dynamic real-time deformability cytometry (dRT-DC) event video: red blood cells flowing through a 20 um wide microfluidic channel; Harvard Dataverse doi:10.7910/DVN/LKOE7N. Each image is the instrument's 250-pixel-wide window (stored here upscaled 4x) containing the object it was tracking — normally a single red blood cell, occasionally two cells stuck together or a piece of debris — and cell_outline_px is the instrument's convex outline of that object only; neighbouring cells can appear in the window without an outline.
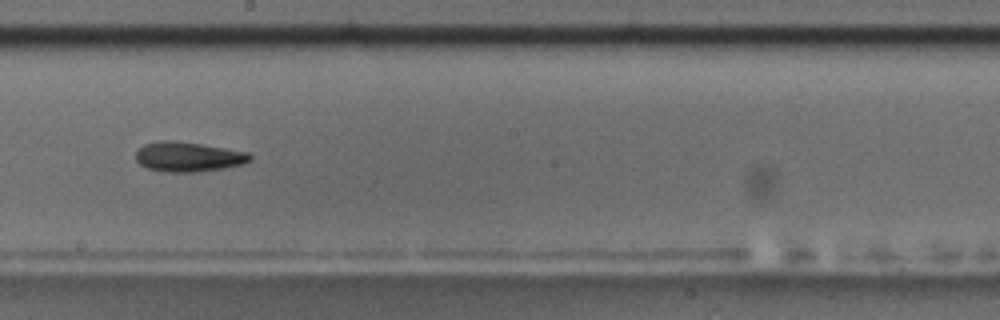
{"species": "common noctule bat (a hibernating species)", "species_latin": "Nyctalus noctula", "temperature_condition": "room temperature", "stored_images_in_passage": 37, "camera_frame_rate_fps": 3000, "um_per_image_px": 0.085, "animal": {"sex": "male", "body_mass_g": 17.5, "forearm_length_mm": 52.3}, "frame": {"image": 1, "passage_image": 16, "time_ms": 5.0, "image_size_px": [1000, 320], "cell_outline_px": [[252, 160], [244, 164], [224, 168], [196, 172], [164, 172], [148, 168], [140, 164], [136, 160], [136, 152], [144, 144], [160, 140], [176, 140], [248, 152], [252, 156]], "centroid_in_image_um": [16.01, 13.33], "position_along_channel_um": 232.2, "area_um2": 19.88}, "authors_computed_cell_mechanics": {"area_um2": 19.363, "velocity_mm_per_s": 3.6758, "shape_relaxation_time_tau1_ms": 5.5514, "shape_relaxation_time_tau2_ms": null, "deformation_change_tau1": 0.1561, "deformation_change_tau2": null}}